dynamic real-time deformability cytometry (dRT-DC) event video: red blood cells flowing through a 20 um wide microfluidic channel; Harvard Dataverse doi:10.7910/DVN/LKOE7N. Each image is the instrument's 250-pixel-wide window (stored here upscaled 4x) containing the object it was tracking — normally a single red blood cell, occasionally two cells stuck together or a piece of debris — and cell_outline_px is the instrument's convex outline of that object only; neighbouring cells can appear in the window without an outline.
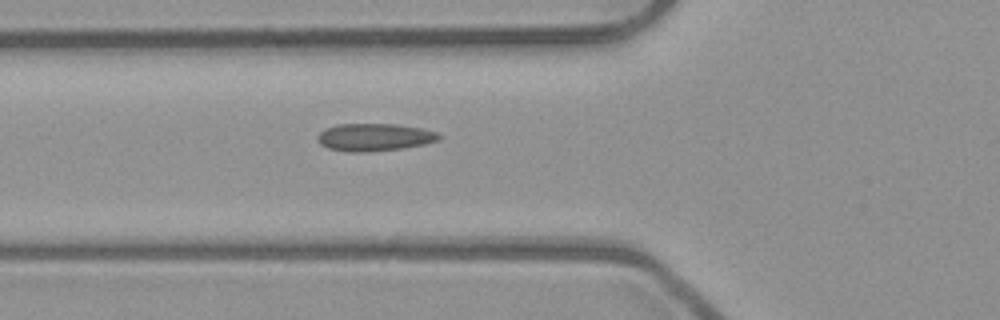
{"species": "common noctule bat (a hibernating species)", "species_latin": "Nyctalus noctula", "temperature_condition": "room temperature", "stored_images_in_passage": 4, "camera_frame_rate_fps": 3000, "um_per_image_px": 0.085, "animal": {"sex": "male", "body_mass_g": 23.1, "forearm_length_mm": 52.7}, "frame": {"image": 1, "passage_image": 4, "time_ms": 1.0, "image_size_px": [1000, 320], "cell_outline_px": [[440, 140], [424, 144], [400, 148], [368, 152], [348, 152], [328, 148], [320, 144], [316, 140], [316, 136], [324, 128], [336, 124], [396, 124], [420, 128], [436, 132], [440, 136]], "centroid_in_image_um": [31.76, 11.66], "position_along_channel_um": 94.0, "area_um2": 19.54}}